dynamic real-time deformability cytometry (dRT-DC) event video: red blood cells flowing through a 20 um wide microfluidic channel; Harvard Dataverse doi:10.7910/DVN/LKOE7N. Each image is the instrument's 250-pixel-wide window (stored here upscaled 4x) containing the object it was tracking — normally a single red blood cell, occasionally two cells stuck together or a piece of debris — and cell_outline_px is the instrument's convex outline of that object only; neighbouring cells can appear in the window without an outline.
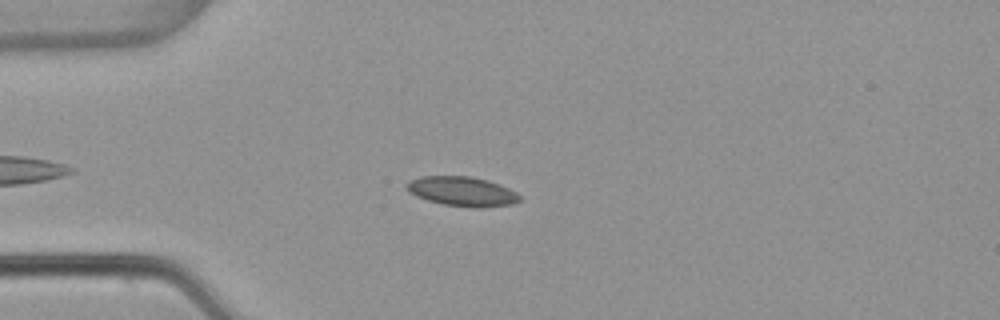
{"species": "common noctule bat (a hibernating species)", "species_latin": "Nyctalus noctula", "temperature_condition": "warm", "stored_images_in_passage": 48, "camera_frame_rate_fps": 3000, "um_per_image_px": 0.085, "animal": {"sex": "female", "body_mass_g": 22.7, "forearm_length_mm": 54.2}, "frame": {"image": 1, "passage_image": 8, "time_ms": 2.333, "image_size_px": [1000, 320], "cell_outline_px": [[520, 200], [512, 204], [484, 208], [472, 208], [444, 204], [428, 200], [416, 196], [408, 192], [404, 188], [404, 184], [408, 180], [420, 176], [472, 176], [488, 180], [500, 184], [516, 192], [520, 196]], "centroid_in_image_um": [39.24, 16.26], "position_along_channel_um": 45.8, "area_um2": 19.77}}
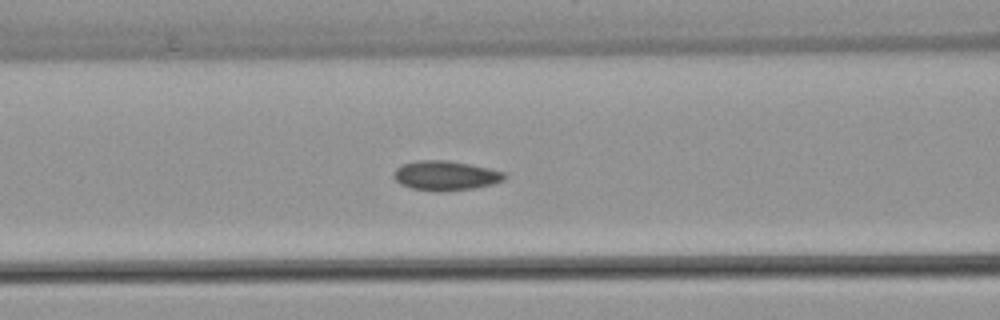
{"frame": {"image": 2, "passage_image": 16, "time_ms": 5.0, "image_size_px": [1000, 320], "cell_outline_px": [[504, 180], [492, 184], [476, 188], [440, 192], [412, 188], [400, 184], [396, 180], [396, 168], [400, 164], [416, 160], [448, 160], [488, 168], [504, 172]], "centroid_in_image_um": [37.86, 14.92], "position_along_channel_um": 128.7, "area_um2": 18.96}}
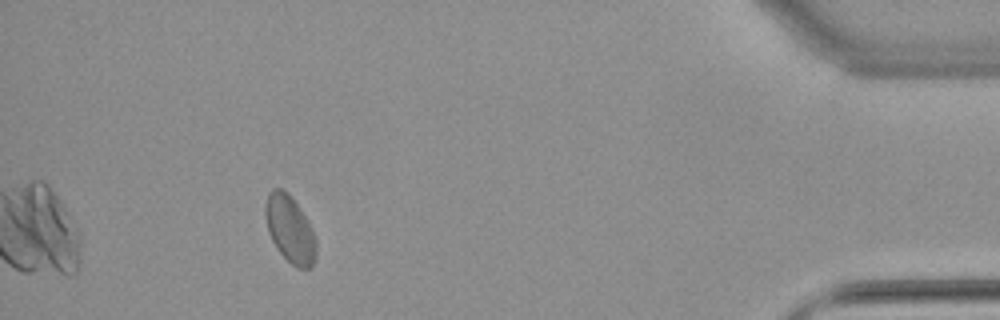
{"frame": {"image": 3, "passage_image": 43, "time_ms": 14.0, "image_size_px": [1000, 320], "cell_outline_px": [[316, 256], [312, 268], [296, 268], [276, 248], [268, 232], [264, 212], [264, 204], [268, 192], [272, 188], [280, 188], [288, 192], [292, 196], [312, 228], [316, 236]], "centroid_in_image_um": [24.64, 19.46], "position_along_channel_um": 410.6, "area_um2": 20.11}, "authors_computed_cell_mechanics": {"area_um2": 18.9584, "velocity_mm_per_s": 3.7939, "shape_relaxation_time_tau1_ms": null, "shape_relaxation_time_tau2_ms": 2.4337, "deformation_change_tau1": null, "deformation_change_tau2": 0.0524}}